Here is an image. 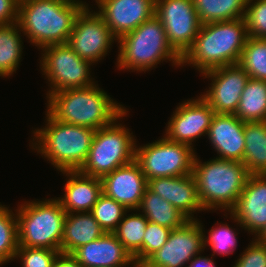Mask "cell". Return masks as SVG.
<instances>
[{
    "label": "cell",
    "instance_id": "cell-37",
    "mask_svg": "<svg viewBox=\"0 0 266 267\" xmlns=\"http://www.w3.org/2000/svg\"><path fill=\"white\" fill-rule=\"evenodd\" d=\"M233 267H266V244L253 240Z\"/></svg>",
    "mask_w": 266,
    "mask_h": 267
},
{
    "label": "cell",
    "instance_id": "cell-10",
    "mask_svg": "<svg viewBox=\"0 0 266 267\" xmlns=\"http://www.w3.org/2000/svg\"><path fill=\"white\" fill-rule=\"evenodd\" d=\"M42 50L44 53L40 61L41 70L48 78L51 87L47 97L61 90L95 84L89 72L92 62L80 58L67 43L50 45Z\"/></svg>",
    "mask_w": 266,
    "mask_h": 267
},
{
    "label": "cell",
    "instance_id": "cell-16",
    "mask_svg": "<svg viewBox=\"0 0 266 267\" xmlns=\"http://www.w3.org/2000/svg\"><path fill=\"white\" fill-rule=\"evenodd\" d=\"M117 40L155 15V0H95Z\"/></svg>",
    "mask_w": 266,
    "mask_h": 267
},
{
    "label": "cell",
    "instance_id": "cell-13",
    "mask_svg": "<svg viewBox=\"0 0 266 267\" xmlns=\"http://www.w3.org/2000/svg\"><path fill=\"white\" fill-rule=\"evenodd\" d=\"M113 39L117 40L103 17L98 12L91 13L85 8L75 19L67 44L80 58L95 63L109 52Z\"/></svg>",
    "mask_w": 266,
    "mask_h": 267
},
{
    "label": "cell",
    "instance_id": "cell-40",
    "mask_svg": "<svg viewBox=\"0 0 266 267\" xmlns=\"http://www.w3.org/2000/svg\"><path fill=\"white\" fill-rule=\"evenodd\" d=\"M189 264L187 267H216L213 258H206L205 256H195Z\"/></svg>",
    "mask_w": 266,
    "mask_h": 267
},
{
    "label": "cell",
    "instance_id": "cell-41",
    "mask_svg": "<svg viewBox=\"0 0 266 267\" xmlns=\"http://www.w3.org/2000/svg\"><path fill=\"white\" fill-rule=\"evenodd\" d=\"M255 240L261 244H266V226L257 235V239Z\"/></svg>",
    "mask_w": 266,
    "mask_h": 267
},
{
    "label": "cell",
    "instance_id": "cell-25",
    "mask_svg": "<svg viewBox=\"0 0 266 267\" xmlns=\"http://www.w3.org/2000/svg\"><path fill=\"white\" fill-rule=\"evenodd\" d=\"M140 209L148 221L170 229H176L189 220L176 207L152 192L148 187L138 210L140 211Z\"/></svg>",
    "mask_w": 266,
    "mask_h": 267
},
{
    "label": "cell",
    "instance_id": "cell-12",
    "mask_svg": "<svg viewBox=\"0 0 266 267\" xmlns=\"http://www.w3.org/2000/svg\"><path fill=\"white\" fill-rule=\"evenodd\" d=\"M203 227L197 219H189L172 229L167 242L153 253L142 267H182L204 250Z\"/></svg>",
    "mask_w": 266,
    "mask_h": 267
},
{
    "label": "cell",
    "instance_id": "cell-22",
    "mask_svg": "<svg viewBox=\"0 0 266 267\" xmlns=\"http://www.w3.org/2000/svg\"><path fill=\"white\" fill-rule=\"evenodd\" d=\"M68 176L65 194L58 198L66 213L90 212L102 192L101 178L76 171H62Z\"/></svg>",
    "mask_w": 266,
    "mask_h": 267
},
{
    "label": "cell",
    "instance_id": "cell-1",
    "mask_svg": "<svg viewBox=\"0 0 266 267\" xmlns=\"http://www.w3.org/2000/svg\"><path fill=\"white\" fill-rule=\"evenodd\" d=\"M48 98L47 111L55 119L93 130L117 122L128 113L125 107L114 102L98 84L61 90Z\"/></svg>",
    "mask_w": 266,
    "mask_h": 267
},
{
    "label": "cell",
    "instance_id": "cell-39",
    "mask_svg": "<svg viewBox=\"0 0 266 267\" xmlns=\"http://www.w3.org/2000/svg\"><path fill=\"white\" fill-rule=\"evenodd\" d=\"M52 267H82V265L71 254L60 252Z\"/></svg>",
    "mask_w": 266,
    "mask_h": 267
},
{
    "label": "cell",
    "instance_id": "cell-33",
    "mask_svg": "<svg viewBox=\"0 0 266 267\" xmlns=\"http://www.w3.org/2000/svg\"><path fill=\"white\" fill-rule=\"evenodd\" d=\"M171 230L170 228L148 221L143 238V247L134 256V260L142 265L167 242Z\"/></svg>",
    "mask_w": 266,
    "mask_h": 267
},
{
    "label": "cell",
    "instance_id": "cell-34",
    "mask_svg": "<svg viewBox=\"0 0 266 267\" xmlns=\"http://www.w3.org/2000/svg\"><path fill=\"white\" fill-rule=\"evenodd\" d=\"M252 1L247 0L244 15L247 34L249 37L266 39V0Z\"/></svg>",
    "mask_w": 266,
    "mask_h": 267
},
{
    "label": "cell",
    "instance_id": "cell-20",
    "mask_svg": "<svg viewBox=\"0 0 266 267\" xmlns=\"http://www.w3.org/2000/svg\"><path fill=\"white\" fill-rule=\"evenodd\" d=\"M245 122L234 114L214 115L208 130V137L213 149L219 154L218 159L243 161Z\"/></svg>",
    "mask_w": 266,
    "mask_h": 267
},
{
    "label": "cell",
    "instance_id": "cell-21",
    "mask_svg": "<svg viewBox=\"0 0 266 267\" xmlns=\"http://www.w3.org/2000/svg\"><path fill=\"white\" fill-rule=\"evenodd\" d=\"M71 255L82 267H124L134 261V257L114 233H105L102 237L80 246Z\"/></svg>",
    "mask_w": 266,
    "mask_h": 267
},
{
    "label": "cell",
    "instance_id": "cell-28",
    "mask_svg": "<svg viewBox=\"0 0 266 267\" xmlns=\"http://www.w3.org/2000/svg\"><path fill=\"white\" fill-rule=\"evenodd\" d=\"M20 26L17 22L0 25V76H11L17 70L22 55ZM22 42V43H21Z\"/></svg>",
    "mask_w": 266,
    "mask_h": 267
},
{
    "label": "cell",
    "instance_id": "cell-43",
    "mask_svg": "<svg viewBox=\"0 0 266 267\" xmlns=\"http://www.w3.org/2000/svg\"><path fill=\"white\" fill-rule=\"evenodd\" d=\"M133 267H142L141 264L137 263L135 260L132 262Z\"/></svg>",
    "mask_w": 266,
    "mask_h": 267
},
{
    "label": "cell",
    "instance_id": "cell-42",
    "mask_svg": "<svg viewBox=\"0 0 266 267\" xmlns=\"http://www.w3.org/2000/svg\"><path fill=\"white\" fill-rule=\"evenodd\" d=\"M61 1L76 4L78 6H81L83 9L88 8V5L79 0H61Z\"/></svg>",
    "mask_w": 266,
    "mask_h": 267
},
{
    "label": "cell",
    "instance_id": "cell-6",
    "mask_svg": "<svg viewBox=\"0 0 266 267\" xmlns=\"http://www.w3.org/2000/svg\"><path fill=\"white\" fill-rule=\"evenodd\" d=\"M117 41L120 44L117 66L121 70L145 72L161 60L181 66V57L169 45L165 29L155 15Z\"/></svg>",
    "mask_w": 266,
    "mask_h": 267
},
{
    "label": "cell",
    "instance_id": "cell-30",
    "mask_svg": "<svg viewBox=\"0 0 266 267\" xmlns=\"http://www.w3.org/2000/svg\"><path fill=\"white\" fill-rule=\"evenodd\" d=\"M238 64L251 79L266 81V39L248 37Z\"/></svg>",
    "mask_w": 266,
    "mask_h": 267
},
{
    "label": "cell",
    "instance_id": "cell-35",
    "mask_svg": "<svg viewBox=\"0 0 266 267\" xmlns=\"http://www.w3.org/2000/svg\"><path fill=\"white\" fill-rule=\"evenodd\" d=\"M227 224H220L219 227L211 228L209 237H203L204 248L207 243L213 249V253L227 255L234 252L237 245L236 232Z\"/></svg>",
    "mask_w": 266,
    "mask_h": 267
},
{
    "label": "cell",
    "instance_id": "cell-23",
    "mask_svg": "<svg viewBox=\"0 0 266 267\" xmlns=\"http://www.w3.org/2000/svg\"><path fill=\"white\" fill-rule=\"evenodd\" d=\"M106 232L90 212L67 213L64 220L61 252L71 254L82 245L88 244Z\"/></svg>",
    "mask_w": 266,
    "mask_h": 267
},
{
    "label": "cell",
    "instance_id": "cell-3",
    "mask_svg": "<svg viewBox=\"0 0 266 267\" xmlns=\"http://www.w3.org/2000/svg\"><path fill=\"white\" fill-rule=\"evenodd\" d=\"M82 9L61 0H20L17 23L30 42L42 49L67 43Z\"/></svg>",
    "mask_w": 266,
    "mask_h": 267
},
{
    "label": "cell",
    "instance_id": "cell-8",
    "mask_svg": "<svg viewBox=\"0 0 266 267\" xmlns=\"http://www.w3.org/2000/svg\"><path fill=\"white\" fill-rule=\"evenodd\" d=\"M128 128L112 123L95 131L91 147L80 172L97 178L135 160L136 141Z\"/></svg>",
    "mask_w": 266,
    "mask_h": 267
},
{
    "label": "cell",
    "instance_id": "cell-29",
    "mask_svg": "<svg viewBox=\"0 0 266 267\" xmlns=\"http://www.w3.org/2000/svg\"><path fill=\"white\" fill-rule=\"evenodd\" d=\"M126 216V217H125ZM148 220L142 214H125L113 232L123 246L134 257L143 247V238Z\"/></svg>",
    "mask_w": 266,
    "mask_h": 267
},
{
    "label": "cell",
    "instance_id": "cell-36",
    "mask_svg": "<svg viewBox=\"0 0 266 267\" xmlns=\"http://www.w3.org/2000/svg\"><path fill=\"white\" fill-rule=\"evenodd\" d=\"M60 252L47 248L18 247L14 259L21 258L22 267H52Z\"/></svg>",
    "mask_w": 266,
    "mask_h": 267
},
{
    "label": "cell",
    "instance_id": "cell-5",
    "mask_svg": "<svg viewBox=\"0 0 266 267\" xmlns=\"http://www.w3.org/2000/svg\"><path fill=\"white\" fill-rule=\"evenodd\" d=\"M46 115L47 127L33 132L37 139L33 147L60 172L80 170L87 159L96 130L63 123L48 111Z\"/></svg>",
    "mask_w": 266,
    "mask_h": 267
},
{
    "label": "cell",
    "instance_id": "cell-11",
    "mask_svg": "<svg viewBox=\"0 0 266 267\" xmlns=\"http://www.w3.org/2000/svg\"><path fill=\"white\" fill-rule=\"evenodd\" d=\"M155 16L165 29L169 45L182 57L202 25L193 0H155Z\"/></svg>",
    "mask_w": 266,
    "mask_h": 267
},
{
    "label": "cell",
    "instance_id": "cell-17",
    "mask_svg": "<svg viewBox=\"0 0 266 267\" xmlns=\"http://www.w3.org/2000/svg\"><path fill=\"white\" fill-rule=\"evenodd\" d=\"M101 182L102 192L128 210H138L148 187V181L135 160L106 174Z\"/></svg>",
    "mask_w": 266,
    "mask_h": 267
},
{
    "label": "cell",
    "instance_id": "cell-27",
    "mask_svg": "<svg viewBox=\"0 0 266 267\" xmlns=\"http://www.w3.org/2000/svg\"><path fill=\"white\" fill-rule=\"evenodd\" d=\"M201 24L244 18L247 0H193Z\"/></svg>",
    "mask_w": 266,
    "mask_h": 267
},
{
    "label": "cell",
    "instance_id": "cell-7",
    "mask_svg": "<svg viewBox=\"0 0 266 267\" xmlns=\"http://www.w3.org/2000/svg\"><path fill=\"white\" fill-rule=\"evenodd\" d=\"M21 206V207H20ZM16 209L19 247L61 251L65 210L56 198L24 202Z\"/></svg>",
    "mask_w": 266,
    "mask_h": 267
},
{
    "label": "cell",
    "instance_id": "cell-19",
    "mask_svg": "<svg viewBox=\"0 0 266 267\" xmlns=\"http://www.w3.org/2000/svg\"><path fill=\"white\" fill-rule=\"evenodd\" d=\"M148 188L176 207L188 219L195 211L204 210L193 174L175 177H156L148 180Z\"/></svg>",
    "mask_w": 266,
    "mask_h": 267
},
{
    "label": "cell",
    "instance_id": "cell-9",
    "mask_svg": "<svg viewBox=\"0 0 266 267\" xmlns=\"http://www.w3.org/2000/svg\"><path fill=\"white\" fill-rule=\"evenodd\" d=\"M194 148L172 142L166 137L140 146H135V161L147 181L156 177H175L192 173Z\"/></svg>",
    "mask_w": 266,
    "mask_h": 267
},
{
    "label": "cell",
    "instance_id": "cell-31",
    "mask_svg": "<svg viewBox=\"0 0 266 267\" xmlns=\"http://www.w3.org/2000/svg\"><path fill=\"white\" fill-rule=\"evenodd\" d=\"M18 247L17 216L0 205V265L13 260Z\"/></svg>",
    "mask_w": 266,
    "mask_h": 267
},
{
    "label": "cell",
    "instance_id": "cell-26",
    "mask_svg": "<svg viewBox=\"0 0 266 267\" xmlns=\"http://www.w3.org/2000/svg\"><path fill=\"white\" fill-rule=\"evenodd\" d=\"M241 121H266V81L249 79L234 114Z\"/></svg>",
    "mask_w": 266,
    "mask_h": 267
},
{
    "label": "cell",
    "instance_id": "cell-32",
    "mask_svg": "<svg viewBox=\"0 0 266 267\" xmlns=\"http://www.w3.org/2000/svg\"><path fill=\"white\" fill-rule=\"evenodd\" d=\"M128 211L125 206L102 193L90 213L106 233H113Z\"/></svg>",
    "mask_w": 266,
    "mask_h": 267
},
{
    "label": "cell",
    "instance_id": "cell-14",
    "mask_svg": "<svg viewBox=\"0 0 266 267\" xmlns=\"http://www.w3.org/2000/svg\"><path fill=\"white\" fill-rule=\"evenodd\" d=\"M211 79V86L202 98L216 114H235L241 93L250 79L248 73L239 65L218 67L203 73Z\"/></svg>",
    "mask_w": 266,
    "mask_h": 267
},
{
    "label": "cell",
    "instance_id": "cell-24",
    "mask_svg": "<svg viewBox=\"0 0 266 267\" xmlns=\"http://www.w3.org/2000/svg\"><path fill=\"white\" fill-rule=\"evenodd\" d=\"M243 165L250 175L266 174V121L245 122Z\"/></svg>",
    "mask_w": 266,
    "mask_h": 267
},
{
    "label": "cell",
    "instance_id": "cell-38",
    "mask_svg": "<svg viewBox=\"0 0 266 267\" xmlns=\"http://www.w3.org/2000/svg\"><path fill=\"white\" fill-rule=\"evenodd\" d=\"M18 3L19 0H0V25L17 22Z\"/></svg>",
    "mask_w": 266,
    "mask_h": 267
},
{
    "label": "cell",
    "instance_id": "cell-15",
    "mask_svg": "<svg viewBox=\"0 0 266 267\" xmlns=\"http://www.w3.org/2000/svg\"><path fill=\"white\" fill-rule=\"evenodd\" d=\"M215 111L200 97L183 102L176 108L166 128L165 137L178 143L192 146V141L203 134L207 135Z\"/></svg>",
    "mask_w": 266,
    "mask_h": 267
},
{
    "label": "cell",
    "instance_id": "cell-4",
    "mask_svg": "<svg viewBox=\"0 0 266 267\" xmlns=\"http://www.w3.org/2000/svg\"><path fill=\"white\" fill-rule=\"evenodd\" d=\"M192 174L204 210L231 211L250 176L242 162L212 159L202 163L194 157Z\"/></svg>",
    "mask_w": 266,
    "mask_h": 267
},
{
    "label": "cell",
    "instance_id": "cell-18",
    "mask_svg": "<svg viewBox=\"0 0 266 267\" xmlns=\"http://www.w3.org/2000/svg\"><path fill=\"white\" fill-rule=\"evenodd\" d=\"M230 214L240 227L254 233L255 237L261 232L266 226V174L249 176Z\"/></svg>",
    "mask_w": 266,
    "mask_h": 267
},
{
    "label": "cell",
    "instance_id": "cell-2",
    "mask_svg": "<svg viewBox=\"0 0 266 267\" xmlns=\"http://www.w3.org/2000/svg\"><path fill=\"white\" fill-rule=\"evenodd\" d=\"M248 37L244 18L202 24L192 46L181 57V66L191 64L204 73L238 64Z\"/></svg>",
    "mask_w": 266,
    "mask_h": 267
}]
</instances>
